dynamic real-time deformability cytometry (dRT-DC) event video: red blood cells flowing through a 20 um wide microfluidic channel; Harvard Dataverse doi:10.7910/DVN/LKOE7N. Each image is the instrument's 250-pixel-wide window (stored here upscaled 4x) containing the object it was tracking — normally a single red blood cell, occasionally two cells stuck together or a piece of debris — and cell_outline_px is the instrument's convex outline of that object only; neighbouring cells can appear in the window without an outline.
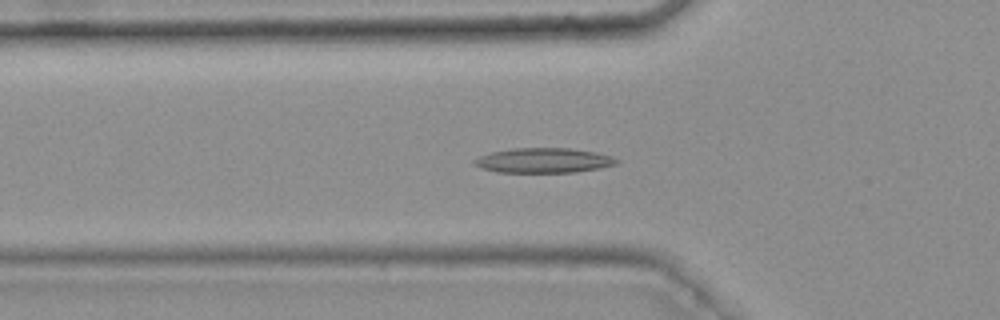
{"species": "common noctule bat (a hibernating species)", "species_latin": "Nyctalus noctula", "temperature_condition": "warm", "stored_images_in_passage": 40, "camera_frame_rate_fps": 3000, "um_per_image_px": 0.085, "animal": {"sex": "female", "body_mass_g": 25.1}, "frame": {"image": 1, "passage_image": 11, "time_ms": 3.333, "image_size_px": [1000, 320], "cell_outline_px": [[620, 160], [616, 164], [600, 168], [576, 172], [496, 172], [480, 168], [472, 164], [472, 160], [480, 156], [492, 152], [512, 148], [568, 148], [596, 152], [612, 156]], "centroid_in_image_um": [46.19, 13.64], "position_along_channel_um": 79.6, "area_um2": 20.69}}
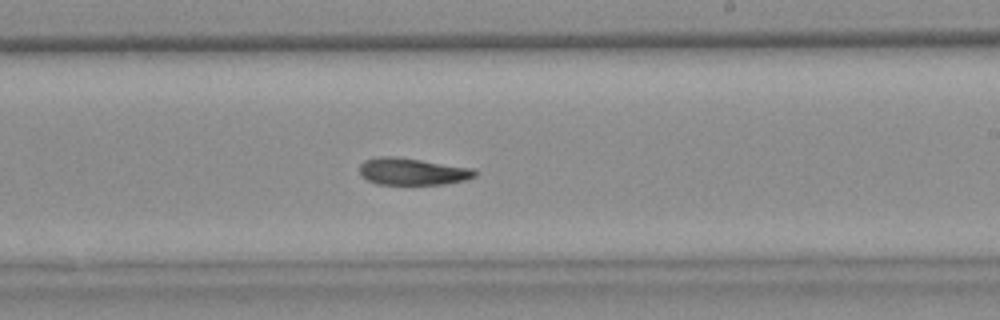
{"frame": {"image": 2, "passage_image": 25, "time_ms": 8.0, "image_size_px": [1000, 320], "cell_outline_px": [[480, 172], [476, 176], [464, 180], [444, 184], [376, 184], [360, 176], [360, 164], [364, 160], [376, 156], [396, 156], [476, 168]], "centroid_in_image_um": [35.08, 14.56], "position_along_channel_um": 253.9, "area_um2": 18.5}}
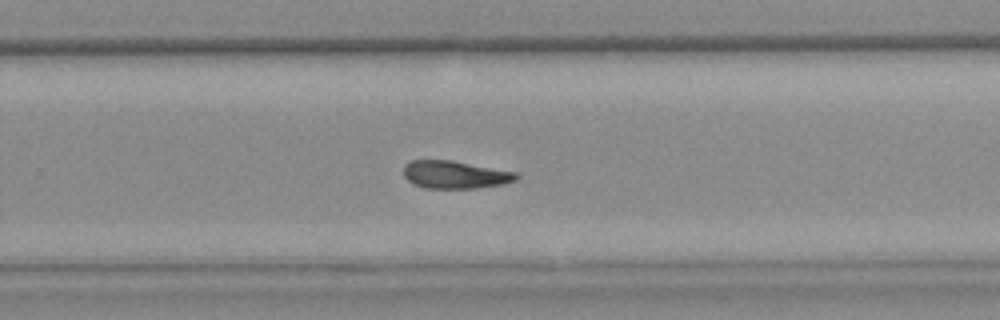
{"frame": {"image": 3, "passage_image": 28, "time_ms": 9.0, "image_size_px": [1000, 320], "cell_outline_px": [[520, 176], [516, 180], [504, 184], [476, 188], [424, 188], [412, 184], [404, 176], [404, 164], [412, 160], [452, 160], [516, 172]], "centroid_in_image_um": [38.67, 14.85], "position_along_channel_um": 291.1, "area_um2": 18.32}, "authors_computed_cell_mechanics": {"area_um2": 19.0451, "velocity_mm_per_s": 3.7393, "shape_relaxation_time_tau1_ms": 10.4084, "shape_relaxation_time_tau2_ms": 9.3576, "deformation_change_tau1": 0.2027, "deformation_change_tau2": 0.159}}